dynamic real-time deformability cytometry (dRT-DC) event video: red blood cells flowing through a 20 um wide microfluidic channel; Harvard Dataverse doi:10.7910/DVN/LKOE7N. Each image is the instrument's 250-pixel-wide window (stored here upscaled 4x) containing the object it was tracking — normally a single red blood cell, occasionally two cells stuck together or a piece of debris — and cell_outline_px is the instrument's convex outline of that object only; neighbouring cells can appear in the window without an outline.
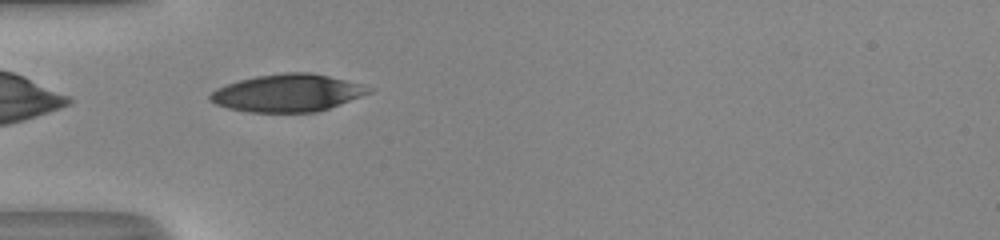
{"species": "human", "species_latin": "Homo sapiens", "temperature_condition": "room temperature", "stored_images_in_passage": 35, "camera_frame_rate_fps": 3000, "um_per_image_px": 0.085, "donor": {"sex": "male"}, "frame": {"image": 1, "passage_image": 1, "time_ms": 0.0, "image_size_px": [1000, 240], "cell_outline_px": [[376, 88], [372, 92], [328, 108], [316, 112], [248, 112], [228, 108], [216, 104], [208, 100], [208, 96], [216, 88], [240, 80], [256, 76], [284, 72], [312, 72], [364, 84]], "centroid_in_image_um": [24.46, 7.89], "position_along_channel_um": 60.5, "area_um2": 34.74}}
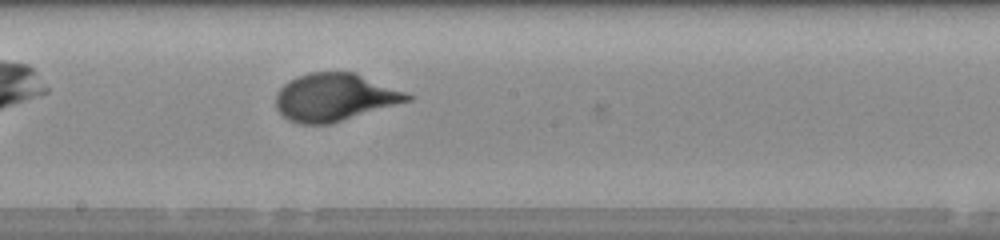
{"frame": {"image": 2, "passage_image": 13, "time_ms": 4.0, "image_size_px": [1000, 240], "cell_outline_px": [[416, 96], [412, 100], [332, 124], [300, 124], [288, 120], [276, 108], [276, 92], [288, 80], [296, 76], [308, 72], [356, 72]], "centroid_in_image_um": [28.46, 8.27], "position_along_channel_um": 219.7, "area_um2": 36.93}}
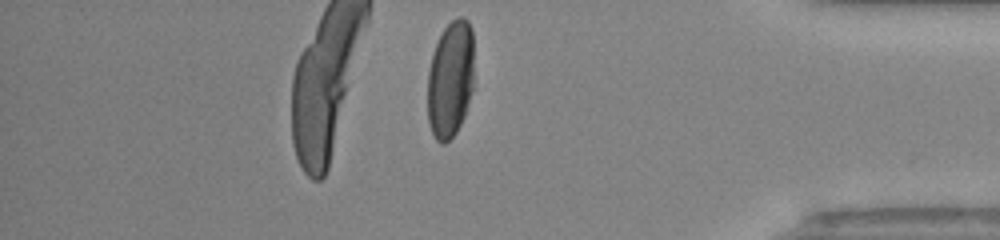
{"frame": {"image": 3, "passage_image": 28, "time_ms": 9.0, "image_size_px": [1000, 240], "cell_outline_px": [[472, 92], [464, 116], [456, 132], [444, 144], [440, 144], [432, 136], [428, 120], [428, 72], [432, 56], [436, 44], [444, 28], [456, 16], [460, 16], [468, 20], [472, 28]], "centroid_in_image_um": [38.27, 6.75], "position_along_channel_um": 396.9, "area_um2": 31.62}, "authors_computed_cell_mechanics": {"area_um2": 35.9516, "velocity_mm_per_s": 4.0979, "shape_relaxation_time_tau1_ms": 3.2724, "shape_relaxation_time_tau2_ms": null, "deformation_change_tau1": 0.1949, "deformation_change_tau2": null}}